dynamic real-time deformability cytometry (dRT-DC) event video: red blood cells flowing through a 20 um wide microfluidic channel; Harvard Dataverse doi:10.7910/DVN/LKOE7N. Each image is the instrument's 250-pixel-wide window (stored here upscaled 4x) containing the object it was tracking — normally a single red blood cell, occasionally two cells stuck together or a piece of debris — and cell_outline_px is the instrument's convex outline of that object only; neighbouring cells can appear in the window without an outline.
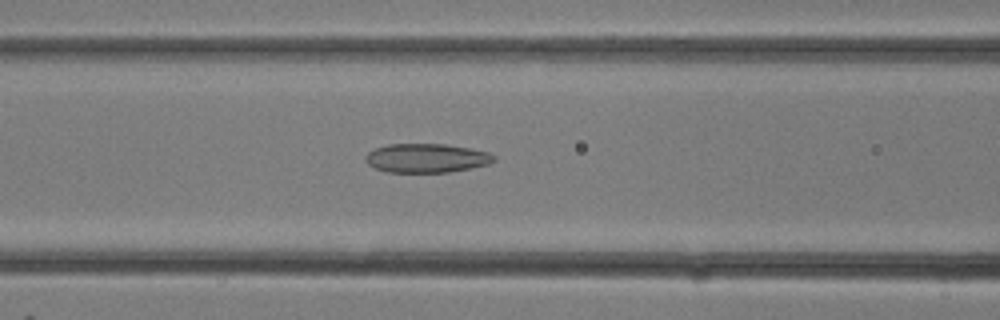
{"species": "common noctule bat (a hibernating species)", "species_latin": "Nyctalus noctula", "temperature_condition": "room temperature", "stored_images_in_passage": 14, "camera_frame_rate_fps": 3000, "um_per_image_px": 0.085, "animal": {"sex": "female"}, "frame": {"image": 1, "passage_image": 12, "time_ms": 3.667, "image_size_px": [1000, 320], "cell_outline_px": [[496, 160], [488, 164], [448, 172], [388, 172], [376, 168], [368, 164], [364, 160], [364, 156], [368, 152], [376, 148], [388, 144], [448, 144], [488, 152], [496, 156]], "centroid_in_image_um": [36.23, 13.43], "position_along_channel_um": 130.4, "area_um2": 21.62}}
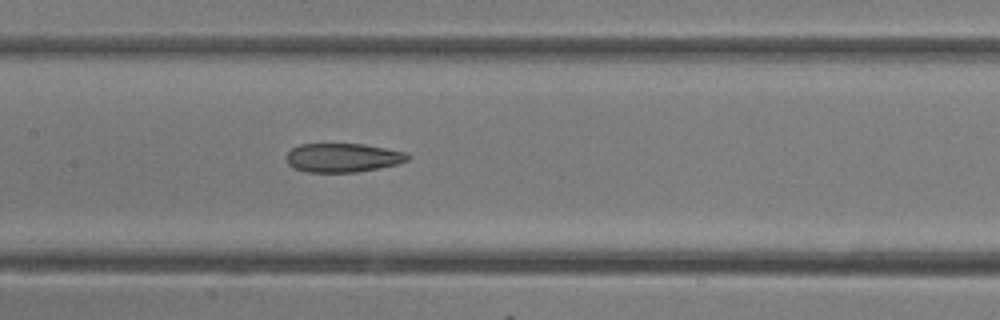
{"frame": {"image": 2, "passage_image": 14, "time_ms": 4.333, "image_size_px": [1000, 320], "cell_outline_px": [[408, 160], [396, 164], [356, 172], [304, 172], [292, 168], [288, 164], [284, 156], [292, 148], [300, 144], [364, 144], [404, 152], [408, 156]], "centroid_in_image_um": [29.04, 13.4], "position_along_channel_um": 178.4, "area_um2": 20.35}}